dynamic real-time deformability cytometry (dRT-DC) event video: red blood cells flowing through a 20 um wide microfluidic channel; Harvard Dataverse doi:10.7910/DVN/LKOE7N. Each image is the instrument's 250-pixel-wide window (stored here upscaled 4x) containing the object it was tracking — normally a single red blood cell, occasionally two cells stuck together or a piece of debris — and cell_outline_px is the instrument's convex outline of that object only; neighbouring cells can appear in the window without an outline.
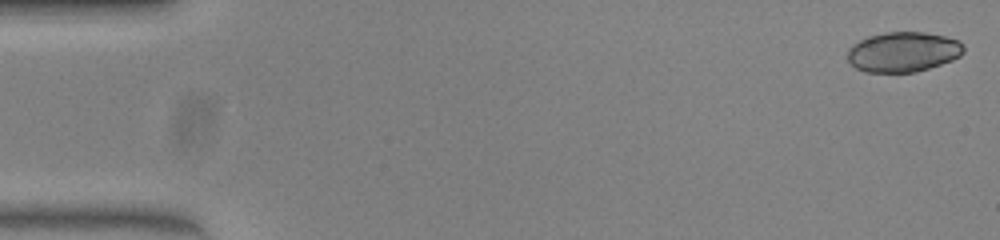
{"species": "common noctule bat (a hibernating species)", "species_latin": "Nyctalus noctula", "temperature_condition": "warm", "stored_images_in_passage": 50, "camera_frame_rate_fps": 3000, "um_per_image_px": 0.085, "animal": {"sex": "female", "body_mass_g": 23.0, "forearm_length_mm": 53.4}, "frame": {"image": 1, "passage_image": 1, "time_ms": 0.0, "image_size_px": [1000, 240], "cell_outline_px": [[964, 52], [960, 56], [952, 60], [916, 72], [864, 72], [856, 68], [848, 60], [848, 48], [852, 44], [868, 36], [884, 32], [924, 32], [944, 36], [960, 40], [964, 44]], "centroid_in_image_um": [76.77, 4.4], "position_along_channel_um": 8.2, "area_um2": 27.22}}
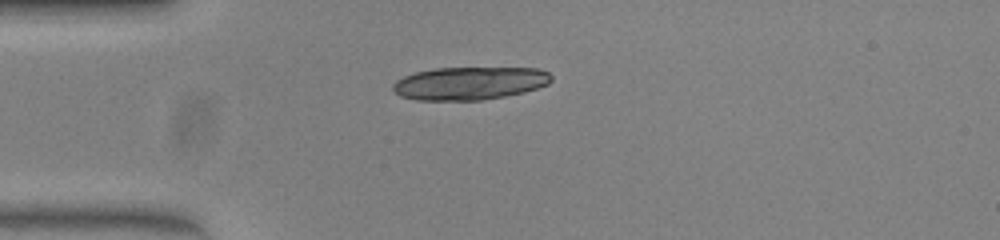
{"frame": {"image": 2, "passage_image": 13, "time_ms": 4.0, "image_size_px": [1000, 240], "cell_outline_px": [[552, 80], [548, 84], [524, 92], [504, 96], [480, 100], [416, 100], [400, 96], [392, 88], [392, 84], [396, 80], [404, 76], [416, 72], [436, 68], [536, 68], [548, 72], [552, 76]], "centroid_in_image_um": [39.9, 7.07], "position_along_channel_um": 45.1, "area_um2": 30.35}}